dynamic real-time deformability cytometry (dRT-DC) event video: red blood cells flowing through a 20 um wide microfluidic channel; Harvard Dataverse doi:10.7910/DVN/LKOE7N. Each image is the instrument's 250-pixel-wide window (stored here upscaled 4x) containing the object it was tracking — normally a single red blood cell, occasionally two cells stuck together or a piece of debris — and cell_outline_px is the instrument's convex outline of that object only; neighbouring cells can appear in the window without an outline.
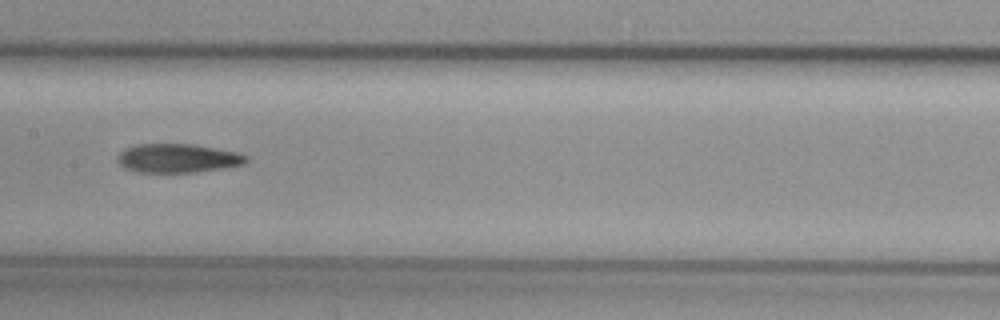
{"species": "common noctule bat (a hibernating species)", "species_latin": "Nyctalus noctula", "temperature_condition": "cold", "stored_images_in_passage": 7, "camera_frame_rate_fps": 3000, "um_per_image_px": 0.085, "animal": {"sex": "female", "body_mass_g": 29.2, "forearm_length_mm": 56.3}, "frame": {"image": 1, "passage_image": 6, "time_ms": 5.667, "image_size_px": [1000, 320], "cell_outline_px": [[248, 160], [244, 164], [224, 168], [196, 172], [136, 172], [124, 168], [116, 160], [116, 156], [124, 148], [136, 144], [192, 144], [236, 152], [248, 156]], "centroid_in_image_um": [15.07, 13.45], "position_along_channel_um": 192.3, "area_um2": 21.73}}
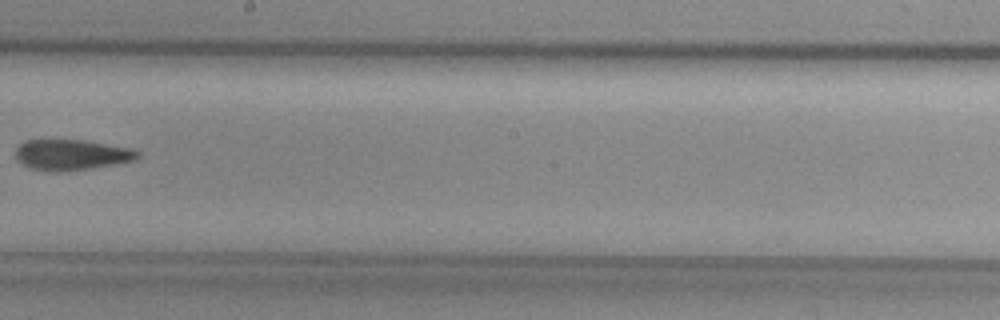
{"frame": {"image": 2, "passage_image": 7, "time_ms": 7.0, "image_size_px": [1000, 320], "cell_outline_px": [[140, 156], [136, 160], [116, 164], [92, 168], [60, 172], [48, 172], [28, 168], [16, 160], [16, 148], [24, 140], [84, 140], [132, 148], [140, 152]], "centroid_in_image_um": [6.07, 13.17], "position_along_channel_um": 242.1, "area_um2": 22.14}}